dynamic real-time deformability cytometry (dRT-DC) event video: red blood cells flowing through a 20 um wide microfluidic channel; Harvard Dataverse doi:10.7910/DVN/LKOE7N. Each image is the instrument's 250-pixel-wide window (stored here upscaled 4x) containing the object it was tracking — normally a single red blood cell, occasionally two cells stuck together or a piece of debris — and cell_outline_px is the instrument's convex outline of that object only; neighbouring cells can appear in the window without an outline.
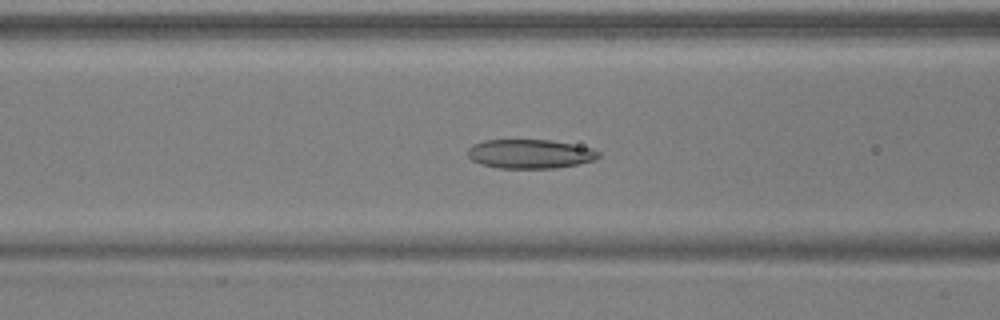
{"species": "common noctule bat (a hibernating species)", "species_latin": "Nyctalus noctula", "temperature_condition": "warm", "stored_images_in_passage": 51, "camera_frame_rate_fps": 3000, "um_per_image_px": 0.085, "animal": {"sex": "male", "body_mass_g": 17.9, "forearm_length_mm": 54.2}, "frame": {"image": 1, "passage_image": 21, "time_ms": 6.667, "image_size_px": [1000, 320], "cell_outline_px": [[600, 156], [592, 160], [576, 164], [556, 168], [496, 168], [480, 164], [472, 160], [468, 156], [468, 148], [472, 144], [484, 140], [552, 140], [592, 148], [600, 152]], "centroid_in_image_um": [45.02, 13.08], "position_along_channel_um": 121.6, "area_um2": 22.2}}
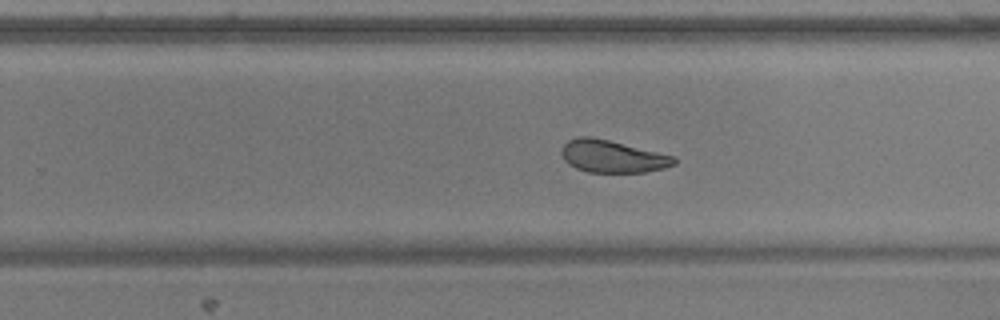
{"frame": {"image": 2, "passage_image": 33, "time_ms": 10.667, "image_size_px": [1000, 320], "cell_outline_px": [[676, 164], [664, 168], [644, 172], [588, 172], [576, 168], [568, 164], [564, 160], [560, 152], [564, 144], [568, 140], [576, 136], [592, 136], [676, 156]], "centroid_in_image_um": [52.04, 13.28], "position_along_channel_um": 277.8, "area_um2": 21.39}}
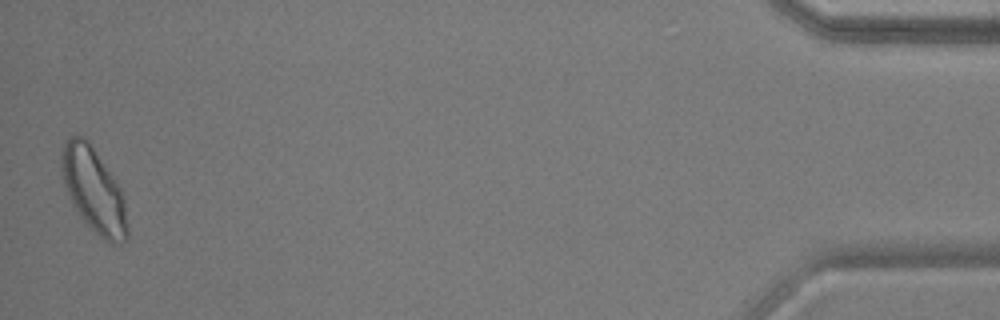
{"frame": {"image": 3, "passage_image": 51, "time_ms": 16.667, "image_size_px": [1000, 320], "cell_outline_px": [[128, 236], [120, 244], [112, 244], [104, 240], [80, 216], [72, 204], [68, 196], [64, 184], [60, 160], [60, 156], [64, 144], [68, 136], [84, 136], [88, 140], [120, 188], [124, 200], [128, 228]], "centroid_in_image_um": [7.95, 16.17], "position_along_channel_um": 427.2, "area_um2": 32.08}, "authors_computed_cell_mechanics": {"area_um2": 23.8714, "velocity_mm_per_s": 3.9046, "shape_relaxation_time_tau1_ms": 6.412, "shape_relaxation_time_tau2_ms": 3.1222, "deformation_change_tau1": 0.1706, "deformation_change_tau2": 0.1024}}